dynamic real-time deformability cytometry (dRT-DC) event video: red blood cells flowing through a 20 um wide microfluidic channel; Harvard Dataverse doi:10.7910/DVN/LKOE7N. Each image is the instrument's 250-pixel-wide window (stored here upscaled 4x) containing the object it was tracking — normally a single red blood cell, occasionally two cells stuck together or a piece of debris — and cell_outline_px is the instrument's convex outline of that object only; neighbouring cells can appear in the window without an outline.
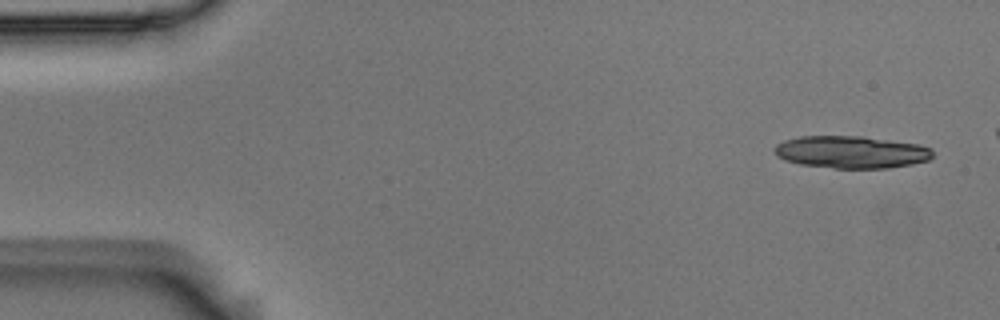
{"species": "Egyptian fruit bat (a non-hibernating species)", "species_latin": "Rousettus aegyptiacus", "temperature_condition": "room temperature", "stored_images_in_passage": 6, "camera_frame_rate_fps": 3000, "um_per_image_px": 0.085, "animal": {"sex": "male"}, "frame": {"image": 1, "passage_image": 1, "time_ms": 0.0, "image_size_px": [1000, 320], "cell_outline_px": [[932, 156], [928, 160], [912, 164], [888, 168], [832, 168], [800, 164], [784, 160], [776, 156], [772, 148], [776, 144], [784, 140], [800, 136], [864, 136], [920, 144], [932, 148]], "centroid_in_image_um": [72.33, 12.92], "position_along_channel_um": 12.7, "area_um2": 30.11}}
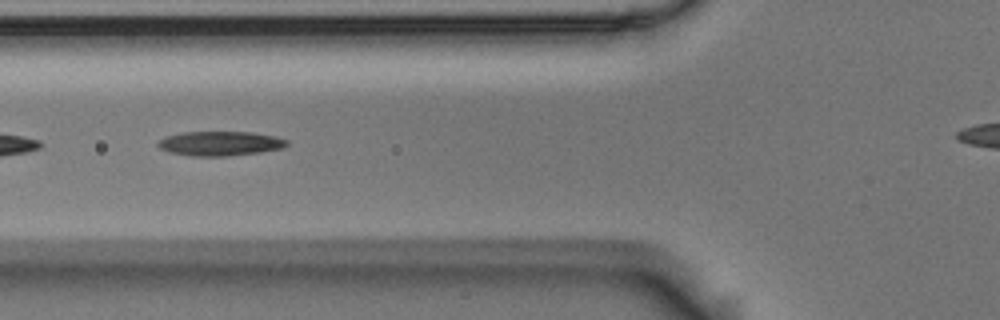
{"frame": {"image": 2, "passage_image": 6, "time_ms": 1.667, "image_size_px": [1000, 320], "cell_outline_px": [[288, 144], [284, 148], [260, 152], [228, 156], [192, 156], [168, 152], [160, 148], [156, 144], [160, 140], [168, 136], [184, 132], [252, 132], [276, 136], [288, 140]], "centroid_in_image_um": [18.74, 12.2], "position_along_channel_um": 107.1, "area_um2": 18.38}}